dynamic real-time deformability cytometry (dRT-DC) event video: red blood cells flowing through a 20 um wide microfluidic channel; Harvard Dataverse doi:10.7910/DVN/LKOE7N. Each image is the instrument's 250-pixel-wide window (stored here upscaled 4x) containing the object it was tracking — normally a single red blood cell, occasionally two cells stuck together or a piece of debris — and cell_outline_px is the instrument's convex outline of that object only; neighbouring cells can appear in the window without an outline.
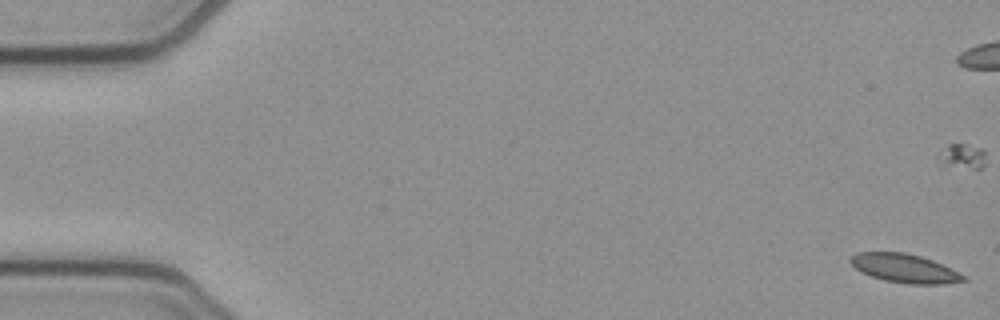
{"species": "common noctule bat (a hibernating species)", "species_latin": "Nyctalus noctula", "temperature_condition": "cold", "stored_images_in_passage": 54, "camera_frame_rate_fps": 3000, "um_per_image_px": 0.085, "animal": {"sex": "female", "body_mass_g": 21.9}, "frame": {"image": 1, "passage_image": 1, "time_ms": 0.0, "image_size_px": [1000, 320], "cell_outline_px": [[968, 280], [944, 284], [908, 284], [884, 280], [860, 272], [848, 260], [856, 252], [904, 252], [920, 256], [932, 260], [952, 268], [968, 276]], "centroid_in_image_um": [76.94, 22.81], "position_along_channel_um": 8.1, "area_um2": 19.07}}